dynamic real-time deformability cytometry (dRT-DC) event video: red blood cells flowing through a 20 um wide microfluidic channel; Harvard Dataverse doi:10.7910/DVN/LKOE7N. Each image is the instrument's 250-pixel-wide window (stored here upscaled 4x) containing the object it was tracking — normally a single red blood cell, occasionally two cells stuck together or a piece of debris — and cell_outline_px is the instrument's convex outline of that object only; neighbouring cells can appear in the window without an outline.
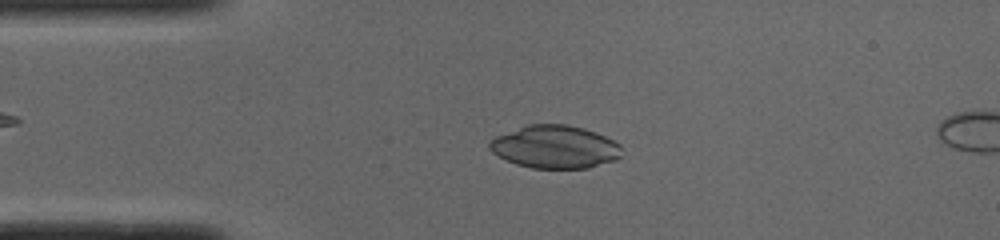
{"species": "common noctule bat (a hibernating species)", "species_latin": "Nyctalus noctula", "temperature_condition": "cold", "stored_images_in_passage": 42, "camera_frame_rate_fps": 3000, "um_per_image_px": 0.085, "animal": {"sex": "male", "body_mass_g": 19.0, "forearm_length_mm": 50.8}, "frame": {"image": 1, "passage_image": 10, "time_ms": 3.0, "image_size_px": [1000, 240], "cell_outline_px": [[620, 156], [616, 160], [588, 168], [532, 168], [516, 164], [492, 152], [488, 148], [488, 140], [496, 136], [528, 124], [568, 124], [584, 128], [596, 132], [620, 144]], "centroid_in_image_um": [47.16, 12.48], "position_along_channel_um": 37.8, "area_um2": 33.0}}